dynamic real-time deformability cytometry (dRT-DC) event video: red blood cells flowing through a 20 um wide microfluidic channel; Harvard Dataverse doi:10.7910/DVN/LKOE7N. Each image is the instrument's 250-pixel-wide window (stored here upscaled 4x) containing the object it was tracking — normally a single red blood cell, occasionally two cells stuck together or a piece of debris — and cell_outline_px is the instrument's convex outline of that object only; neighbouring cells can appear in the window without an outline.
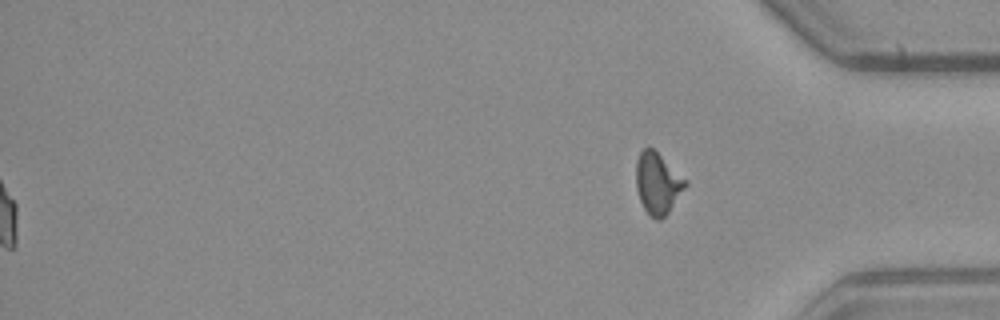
{"species": "common noctule bat (a hibernating species)", "species_latin": "Nyctalus noctula", "temperature_condition": "warm", "stored_images_in_passage": 49, "segment_of_instrument_passage": [2, 2], "camera_frame_rate_fps": 3000, "um_per_image_px": 0.085, "animal": {"sex": "male", "body_mass_g": 23.1, "forearm_length_mm": 52.7}, "frame": {"image": 1, "passage_image": 49, "time_ms": 16.0, "image_size_px": [1000, 320], "cell_outline_px": [[688, 184], [668, 212], [660, 220], [656, 220], [644, 208], [640, 200], [636, 188], [636, 160], [640, 152], [648, 144], [688, 180]], "centroid_in_image_um": [55.9, 15.54], "position_along_channel_um": 379.3, "area_um2": 17.63}}